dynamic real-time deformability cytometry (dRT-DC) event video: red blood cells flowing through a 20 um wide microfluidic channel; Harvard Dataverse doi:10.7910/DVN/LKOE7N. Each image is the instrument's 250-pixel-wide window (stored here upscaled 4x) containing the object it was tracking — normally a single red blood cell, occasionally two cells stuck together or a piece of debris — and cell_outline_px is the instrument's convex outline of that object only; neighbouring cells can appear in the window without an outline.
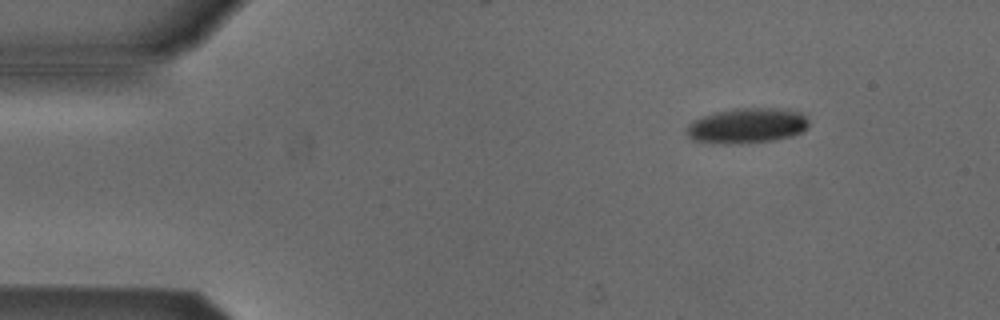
{"species": "Egyptian fruit bat (a non-hibernating species)", "species_latin": "Rousettus aegyptiacus", "temperature_condition": "cold", "stored_images_in_passage": 4, "camera_frame_rate_fps": 3000, "um_per_image_px": 0.085, "animal": {"sex": "male"}, "frame": {"image": 1, "passage_image": 2, "time_ms": 1.333, "image_size_px": [1000, 320], "cell_outline_px": [[808, 128], [804, 132], [792, 136], [776, 140], [740, 144], [724, 144], [692, 140], [684, 132], [688, 124], [692, 120], [716, 112], [732, 108], [788, 108], [800, 112], [808, 120]], "centroid_in_image_um": [63.51, 10.68], "position_along_channel_um": 21.5, "area_um2": 25.61}}